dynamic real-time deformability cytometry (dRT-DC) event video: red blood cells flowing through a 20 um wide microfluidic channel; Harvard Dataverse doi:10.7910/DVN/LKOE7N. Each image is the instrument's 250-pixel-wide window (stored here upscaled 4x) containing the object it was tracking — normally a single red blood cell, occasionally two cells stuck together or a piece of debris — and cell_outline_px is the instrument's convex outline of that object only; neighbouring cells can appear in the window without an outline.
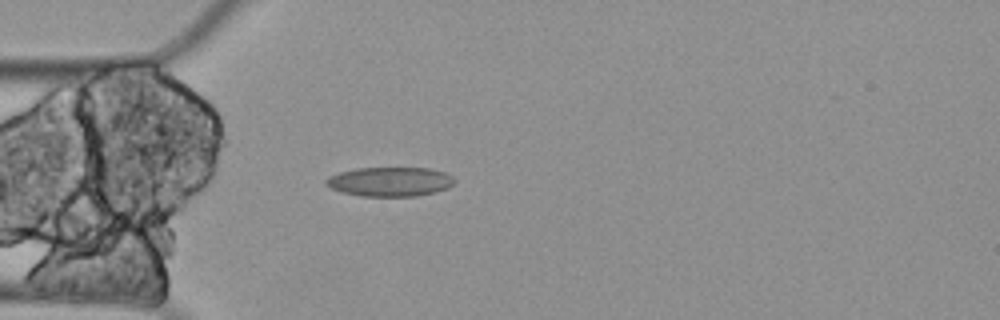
{"species": "Egyptian fruit bat (a non-hibernating species)", "species_latin": "Rousettus aegyptiacus", "temperature_condition": "cold", "stored_images_in_passage": 5, "camera_frame_rate_fps": 3000, "um_per_image_px": 0.085, "animal": {"sex": "female"}, "frame": {"image": 1, "passage_image": 5, "time_ms": 1.333, "image_size_px": [1000, 320], "cell_outline_px": [[456, 180], [448, 188], [416, 196], [360, 196], [340, 192], [324, 184], [324, 180], [328, 176], [340, 172], [356, 168], [428, 168], [444, 172], [452, 176]], "centroid_in_image_um": [33.11, 15.44], "position_along_channel_um": 51.9, "area_um2": 21.96}}